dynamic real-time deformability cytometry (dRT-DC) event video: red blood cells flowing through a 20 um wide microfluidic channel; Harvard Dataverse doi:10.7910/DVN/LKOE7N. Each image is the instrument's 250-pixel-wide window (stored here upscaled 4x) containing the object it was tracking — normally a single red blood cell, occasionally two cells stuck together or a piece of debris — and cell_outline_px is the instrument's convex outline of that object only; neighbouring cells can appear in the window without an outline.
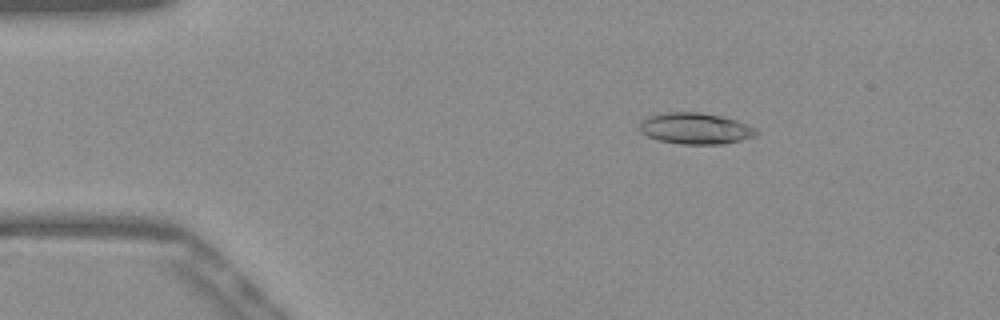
{"species": "Egyptian fruit bat (a non-hibernating species)", "species_latin": "Rousettus aegyptiacus", "temperature_condition": "warm", "stored_images_in_passage": 44, "camera_frame_rate_fps": 3000, "um_per_image_px": 0.085, "frame": {"image": 1, "passage_image": 1, "time_ms": 0.0, "image_size_px": [1000, 320], "cell_outline_px": [[760, 132], [756, 136], [724, 144], [680, 144], [660, 140], [648, 136], [640, 132], [640, 120], [648, 116], [664, 112], [700, 112], [720, 116], [736, 120], [756, 128]], "centroid_in_image_um": [59.11, 10.92], "position_along_channel_um": 25.9, "area_um2": 21.33}}
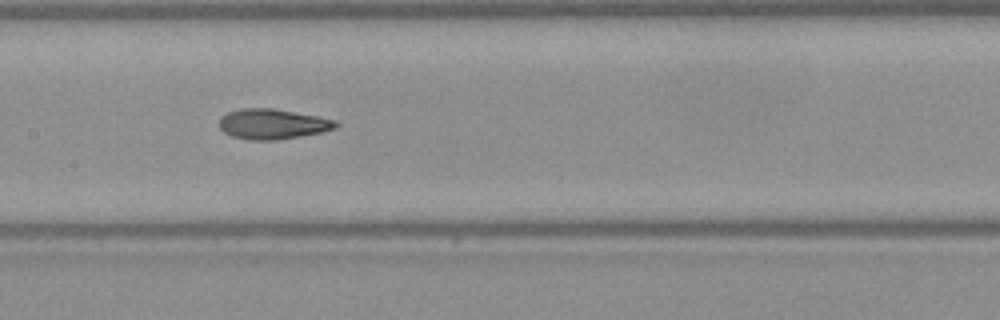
{"frame": {"image": 2, "passage_image": 18, "time_ms": 5.667, "image_size_px": [1000, 320], "cell_outline_px": [[340, 124], [336, 128], [324, 132], [276, 140], [248, 140], [232, 136], [224, 132], [220, 128], [220, 116], [228, 112], [240, 108], [272, 108], [316, 116], [336, 120]], "centroid_in_image_um": [23.17, 10.54], "position_along_channel_um": 184.2, "area_um2": 20.58}}
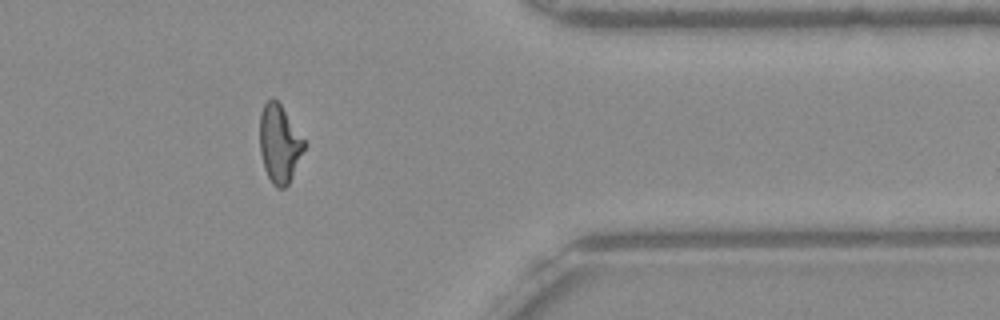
{"frame": {"image": 3, "passage_image": 35, "time_ms": 11.333, "image_size_px": [1000, 320], "cell_outline_px": [[304, 148], [292, 176], [288, 184], [284, 188], [276, 188], [272, 184], [264, 168], [260, 152], [260, 112], [264, 104], [272, 96], [280, 104], [304, 140]], "centroid_in_image_um": [23.72, 12.22], "position_along_channel_um": 387.7, "area_um2": 19.83}, "authors_computed_cell_mechanics": {"area_um2": 20.4323, "velocity_mm_per_s": 3.9195, "shape_relaxation_time_tau1_ms": 4.6361, "shape_relaxation_time_tau2_ms": 1.7964, "deformation_change_tau1": 0.2005, "deformation_change_tau2": 0.0982}}